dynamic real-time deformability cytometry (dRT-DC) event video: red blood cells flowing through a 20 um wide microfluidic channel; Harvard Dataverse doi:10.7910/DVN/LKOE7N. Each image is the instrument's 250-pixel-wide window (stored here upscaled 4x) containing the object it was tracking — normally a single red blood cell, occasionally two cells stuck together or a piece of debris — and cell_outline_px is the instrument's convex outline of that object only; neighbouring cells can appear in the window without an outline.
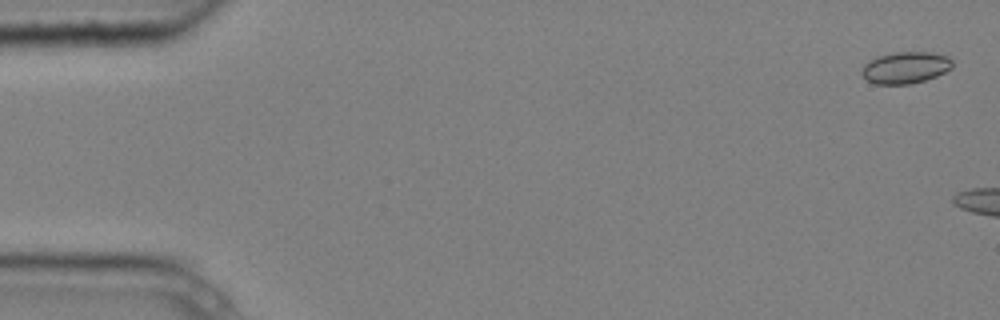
{"species": "common noctule bat (a hibernating species)", "species_latin": "Nyctalus noctula", "temperature_condition": "cold", "stored_images_in_passage": 5, "camera_frame_rate_fps": 3000, "um_per_image_px": 0.085, "animal": {"sex": "male", "body_mass_g": 20.4}, "frame": {"image": 1, "passage_image": 1, "time_ms": 0.0, "image_size_px": [1000, 320], "cell_outline_px": [[952, 68], [936, 76], [924, 80], [908, 84], [876, 84], [868, 80], [860, 72], [864, 64], [876, 56], [896, 52], [932, 52], [948, 56], [952, 60]], "centroid_in_image_um": [76.96, 5.73], "position_along_channel_um": 8.0, "area_um2": 16.7}}
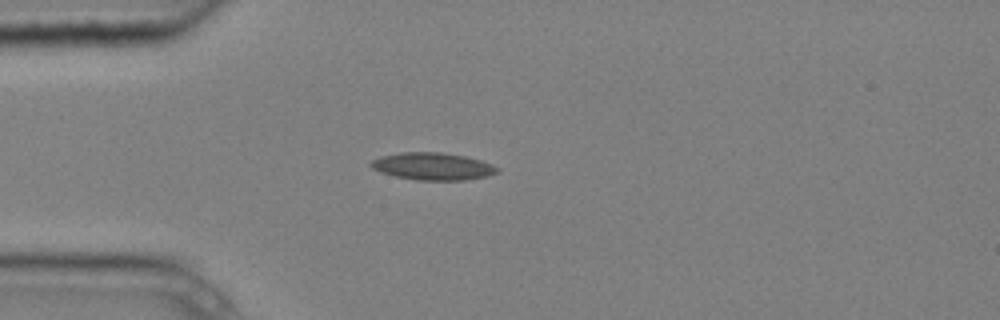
{"frame": {"image": 2, "passage_image": 5, "time_ms": 1.333, "image_size_px": [1000, 320], "cell_outline_px": [[500, 172], [488, 176], [464, 180], [416, 180], [396, 176], [380, 172], [372, 168], [368, 164], [372, 160], [380, 156], [400, 152], [440, 152], [464, 156], [480, 160], [492, 164], [500, 168]], "centroid_in_image_um": [36.79, 14.14], "position_along_channel_um": 48.2, "area_um2": 20.23}}